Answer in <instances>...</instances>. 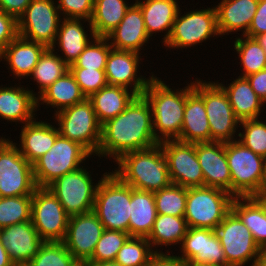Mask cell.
<instances>
[{"label": "cell", "mask_w": 266, "mask_h": 266, "mask_svg": "<svg viewBox=\"0 0 266 266\" xmlns=\"http://www.w3.org/2000/svg\"><path fill=\"white\" fill-rule=\"evenodd\" d=\"M157 144L151 106L144 95H136L123 112L102 124L97 156L116 161L124 153Z\"/></svg>", "instance_id": "1"}, {"label": "cell", "mask_w": 266, "mask_h": 266, "mask_svg": "<svg viewBox=\"0 0 266 266\" xmlns=\"http://www.w3.org/2000/svg\"><path fill=\"white\" fill-rule=\"evenodd\" d=\"M115 162L118 167L112 172L123 183L135 189L156 192L172 184L160 144L124 153Z\"/></svg>", "instance_id": "2"}, {"label": "cell", "mask_w": 266, "mask_h": 266, "mask_svg": "<svg viewBox=\"0 0 266 266\" xmlns=\"http://www.w3.org/2000/svg\"><path fill=\"white\" fill-rule=\"evenodd\" d=\"M143 95L151 106L155 139L159 143L176 140L184 120L186 86L175 91L162 79L153 76Z\"/></svg>", "instance_id": "3"}, {"label": "cell", "mask_w": 266, "mask_h": 266, "mask_svg": "<svg viewBox=\"0 0 266 266\" xmlns=\"http://www.w3.org/2000/svg\"><path fill=\"white\" fill-rule=\"evenodd\" d=\"M131 186L113 172L103 173L96 190L94 209L104 229L129 233Z\"/></svg>", "instance_id": "4"}, {"label": "cell", "mask_w": 266, "mask_h": 266, "mask_svg": "<svg viewBox=\"0 0 266 266\" xmlns=\"http://www.w3.org/2000/svg\"><path fill=\"white\" fill-rule=\"evenodd\" d=\"M233 197L261 196L264 192L263 157L238 140L225 142Z\"/></svg>", "instance_id": "5"}, {"label": "cell", "mask_w": 266, "mask_h": 266, "mask_svg": "<svg viewBox=\"0 0 266 266\" xmlns=\"http://www.w3.org/2000/svg\"><path fill=\"white\" fill-rule=\"evenodd\" d=\"M233 196L219 188H187L184 218L188 227L215 230L231 211Z\"/></svg>", "instance_id": "6"}, {"label": "cell", "mask_w": 266, "mask_h": 266, "mask_svg": "<svg viewBox=\"0 0 266 266\" xmlns=\"http://www.w3.org/2000/svg\"><path fill=\"white\" fill-rule=\"evenodd\" d=\"M92 154L78 142L59 135L49 151L33 164L37 187H48L57 178L79 169Z\"/></svg>", "instance_id": "7"}, {"label": "cell", "mask_w": 266, "mask_h": 266, "mask_svg": "<svg viewBox=\"0 0 266 266\" xmlns=\"http://www.w3.org/2000/svg\"><path fill=\"white\" fill-rule=\"evenodd\" d=\"M193 89L203 98L206 115L210 125L211 142H230L236 140L235 134L240 127L230 105L228 96L216 82L193 81ZM237 128V129H236Z\"/></svg>", "instance_id": "8"}, {"label": "cell", "mask_w": 266, "mask_h": 266, "mask_svg": "<svg viewBox=\"0 0 266 266\" xmlns=\"http://www.w3.org/2000/svg\"><path fill=\"white\" fill-rule=\"evenodd\" d=\"M54 114L62 137L78 142L92 155L97 156L102 125L88 98Z\"/></svg>", "instance_id": "9"}, {"label": "cell", "mask_w": 266, "mask_h": 266, "mask_svg": "<svg viewBox=\"0 0 266 266\" xmlns=\"http://www.w3.org/2000/svg\"><path fill=\"white\" fill-rule=\"evenodd\" d=\"M37 188L33 166L17 143L0 138V197L32 195Z\"/></svg>", "instance_id": "10"}, {"label": "cell", "mask_w": 266, "mask_h": 266, "mask_svg": "<svg viewBox=\"0 0 266 266\" xmlns=\"http://www.w3.org/2000/svg\"><path fill=\"white\" fill-rule=\"evenodd\" d=\"M83 167L66 173L47 187L69 216L87 213L94 209L99 181L93 184L91 174Z\"/></svg>", "instance_id": "11"}, {"label": "cell", "mask_w": 266, "mask_h": 266, "mask_svg": "<svg viewBox=\"0 0 266 266\" xmlns=\"http://www.w3.org/2000/svg\"><path fill=\"white\" fill-rule=\"evenodd\" d=\"M179 9L165 47L183 49L200 44L219 34L215 7L193 10L181 16Z\"/></svg>", "instance_id": "12"}, {"label": "cell", "mask_w": 266, "mask_h": 266, "mask_svg": "<svg viewBox=\"0 0 266 266\" xmlns=\"http://www.w3.org/2000/svg\"><path fill=\"white\" fill-rule=\"evenodd\" d=\"M69 215L47 187H37L32 194L31 221L44 242L63 241Z\"/></svg>", "instance_id": "13"}, {"label": "cell", "mask_w": 266, "mask_h": 266, "mask_svg": "<svg viewBox=\"0 0 266 266\" xmlns=\"http://www.w3.org/2000/svg\"><path fill=\"white\" fill-rule=\"evenodd\" d=\"M54 1L31 0L18 18L19 36L52 48L62 19Z\"/></svg>", "instance_id": "14"}, {"label": "cell", "mask_w": 266, "mask_h": 266, "mask_svg": "<svg viewBox=\"0 0 266 266\" xmlns=\"http://www.w3.org/2000/svg\"><path fill=\"white\" fill-rule=\"evenodd\" d=\"M216 234L224 250L227 266H254L259 246L252 233L241 220L230 211L216 227Z\"/></svg>", "instance_id": "15"}, {"label": "cell", "mask_w": 266, "mask_h": 266, "mask_svg": "<svg viewBox=\"0 0 266 266\" xmlns=\"http://www.w3.org/2000/svg\"><path fill=\"white\" fill-rule=\"evenodd\" d=\"M167 160L172 184L185 188L204 186V177L199 164L195 143L165 140L159 143Z\"/></svg>", "instance_id": "16"}, {"label": "cell", "mask_w": 266, "mask_h": 266, "mask_svg": "<svg viewBox=\"0 0 266 266\" xmlns=\"http://www.w3.org/2000/svg\"><path fill=\"white\" fill-rule=\"evenodd\" d=\"M184 263L195 265L227 266L224 250L215 230L189 227L180 246Z\"/></svg>", "instance_id": "17"}, {"label": "cell", "mask_w": 266, "mask_h": 266, "mask_svg": "<svg viewBox=\"0 0 266 266\" xmlns=\"http://www.w3.org/2000/svg\"><path fill=\"white\" fill-rule=\"evenodd\" d=\"M103 231L104 227L93 210L73 215L69 217L63 243L76 260H89Z\"/></svg>", "instance_id": "18"}, {"label": "cell", "mask_w": 266, "mask_h": 266, "mask_svg": "<svg viewBox=\"0 0 266 266\" xmlns=\"http://www.w3.org/2000/svg\"><path fill=\"white\" fill-rule=\"evenodd\" d=\"M139 55L142 54L111 48L105 68L107 84L128 89L131 87L132 92L136 95H143V92L154 74L152 73L149 79L137 75L140 67L139 63L142 59Z\"/></svg>", "instance_id": "19"}, {"label": "cell", "mask_w": 266, "mask_h": 266, "mask_svg": "<svg viewBox=\"0 0 266 266\" xmlns=\"http://www.w3.org/2000/svg\"><path fill=\"white\" fill-rule=\"evenodd\" d=\"M0 241L15 266H26L44 243L32 221L13 224L0 229Z\"/></svg>", "instance_id": "20"}, {"label": "cell", "mask_w": 266, "mask_h": 266, "mask_svg": "<svg viewBox=\"0 0 266 266\" xmlns=\"http://www.w3.org/2000/svg\"><path fill=\"white\" fill-rule=\"evenodd\" d=\"M204 186L219 188L231 194V175L224 142L195 143Z\"/></svg>", "instance_id": "21"}, {"label": "cell", "mask_w": 266, "mask_h": 266, "mask_svg": "<svg viewBox=\"0 0 266 266\" xmlns=\"http://www.w3.org/2000/svg\"><path fill=\"white\" fill-rule=\"evenodd\" d=\"M106 38L114 49L141 54L150 37L145 29L142 11L136 3L130 6L119 25Z\"/></svg>", "instance_id": "22"}, {"label": "cell", "mask_w": 266, "mask_h": 266, "mask_svg": "<svg viewBox=\"0 0 266 266\" xmlns=\"http://www.w3.org/2000/svg\"><path fill=\"white\" fill-rule=\"evenodd\" d=\"M186 143L211 142L210 125L203 98L193 89V82L186 86V104L181 134L176 139Z\"/></svg>", "instance_id": "23"}, {"label": "cell", "mask_w": 266, "mask_h": 266, "mask_svg": "<svg viewBox=\"0 0 266 266\" xmlns=\"http://www.w3.org/2000/svg\"><path fill=\"white\" fill-rule=\"evenodd\" d=\"M37 94L23 85L0 86V118L22 124L33 121L37 111Z\"/></svg>", "instance_id": "24"}, {"label": "cell", "mask_w": 266, "mask_h": 266, "mask_svg": "<svg viewBox=\"0 0 266 266\" xmlns=\"http://www.w3.org/2000/svg\"><path fill=\"white\" fill-rule=\"evenodd\" d=\"M81 21H84L83 23H85L86 21L89 23L87 25H89L88 27L90 28V34H87L88 31L84 29V24H82ZM88 35H91V37H89ZM94 37L95 35L89 20L82 18H62L60 21L56 40L52 48H56L55 45H58V48L64 55L60 57L68 66H70L84 51L85 47L91 40L90 38Z\"/></svg>", "instance_id": "25"}, {"label": "cell", "mask_w": 266, "mask_h": 266, "mask_svg": "<svg viewBox=\"0 0 266 266\" xmlns=\"http://www.w3.org/2000/svg\"><path fill=\"white\" fill-rule=\"evenodd\" d=\"M46 46L17 36L0 53V61H6L16 78L30 76ZM2 59V60H1Z\"/></svg>", "instance_id": "26"}, {"label": "cell", "mask_w": 266, "mask_h": 266, "mask_svg": "<svg viewBox=\"0 0 266 266\" xmlns=\"http://www.w3.org/2000/svg\"><path fill=\"white\" fill-rule=\"evenodd\" d=\"M259 0H222L215 5L219 34L242 31L247 34Z\"/></svg>", "instance_id": "27"}, {"label": "cell", "mask_w": 266, "mask_h": 266, "mask_svg": "<svg viewBox=\"0 0 266 266\" xmlns=\"http://www.w3.org/2000/svg\"><path fill=\"white\" fill-rule=\"evenodd\" d=\"M23 125L18 149L28 162L33 164L54 145L60 135L59 129L46 121L36 119Z\"/></svg>", "instance_id": "28"}, {"label": "cell", "mask_w": 266, "mask_h": 266, "mask_svg": "<svg viewBox=\"0 0 266 266\" xmlns=\"http://www.w3.org/2000/svg\"><path fill=\"white\" fill-rule=\"evenodd\" d=\"M135 3L140 7L145 29L149 37L153 33L165 31L162 39L164 44L170 36L174 21L179 9L177 0H136Z\"/></svg>", "instance_id": "29"}, {"label": "cell", "mask_w": 266, "mask_h": 266, "mask_svg": "<svg viewBox=\"0 0 266 266\" xmlns=\"http://www.w3.org/2000/svg\"><path fill=\"white\" fill-rule=\"evenodd\" d=\"M231 211L252 233L259 247L266 246V202L261 196L234 197Z\"/></svg>", "instance_id": "30"}, {"label": "cell", "mask_w": 266, "mask_h": 266, "mask_svg": "<svg viewBox=\"0 0 266 266\" xmlns=\"http://www.w3.org/2000/svg\"><path fill=\"white\" fill-rule=\"evenodd\" d=\"M217 83L226 92L233 112L240 121L259 118L263 112L264 102L257 96L245 77L238 76L228 86L218 81Z\"/></svg>", "instance_id": "31"}, {"label": "cell", "mask_w": 266, "mask_h": 266, "mask_svg": "<svg viewBox=\"0 0 266 266\" xmlns=\"http://www.w3.org/2000/svg\"><path fill=\"white\" fill-rule=\"evenodd\" d=\"M157 216L154 192L131 187L129 235L147 237Z\"/></svg>", "instance_id": "32"}, {"label": "cell", "mask_w": 266, "mask_h": 266, "mask_svg": "<svg viewBox=\"0 0 266 266\" xmlns=\"http://www.w3.org/2000/svg\"><path fill=\"white\" fill-rule=\"evenodd\" d=\"M135 96L131 89L107 84L88 99L92 102L97 119L102 125L123 112Z\"/></svg>", "instance_id": "33"}, {"label": "cell", "mask_w": 266, "mask_h": 266, "mask_svg": "<svg viewBox=\"0 0 266 266\" xmlns=\"http://www.w3.org/2000/svg\"><path fill=\"white\" fill-rule=\"evenodd\" d=\"M85 99V95L69 70L37 97V108L40 107V104H46L49 107L57 108L55 113H58Z\"/></svg>", "instance_id": "34"}, {"label": "cell", "mask_w": 266, "mask_h": 266, "mask_svg": "<svg viewBox=\"0 0 266 266\" xmlns=\"http://www.w3.org/2000/svg\"><path fill=\"white\" fill-rule=\"evenodd\" d=\"M188 228L184 217L157 214L152 230L146 238L153 250L155 247L156 254H163L156 246H175L178 243L181 245Z\"/></svg>", "instance_id": "35"}, {"label": "cell", "mask_w": 266, "mask_h": 266, "mask_svg": "<svg viewBox=\"0 0 266 266\" xmlns=\"http://www.w3.org/2000/svg\"><path fill=\"white\" fill-rule=\"evenodd\" d=\"M125 1L94 0V10L90 23L95 37H106L119 25L131 6Z\"/></svg>", "instance_id": "36"}, {"label": "cell", "mask_w": 266, "mask_h": 266, "mask_svg": "<svg viewBox=\"0 0 266 266\" xmlns=\"http://www.w3.org/2000/svg\"><path fill=\"white\" fill-rule=\"evenodd\" d=\"M55 53L57 54L55 48H47L29 76L34 79L38 85L39 94L37 97L58 78L69 71V66L60 55H56Z\"/></svg>", "instance_id": "37"}, {"label": "cell", "mask_w": 266, "mask_h": 266, "mask_svg": "<svg viewBox=\"0 0 266 266\" xmlns=\"http://www.w3.org/2000/svg\"><path fill=\"white\" fill-rule=\"evenodd\" d=\"M241 37L235 38L233 46L243 69L239 77H247L266 68V52L255 38Z\"/></svg>", "instance_id": "38"}, {"label": "cell", "mask_w": 266, "mask_h": 266, "mask_svg": "<svg viewBox=\"0 0 266 266\" xmlns=\"http://www.w3.org/2000/svg\"><path fill=\"white\" fill-rule=\"evenodd\" d=\"M155 255L146 237L130 236L114 261L121 266H148Z\"/></svg>", "instance_id": "39"}, {"label": "cell", "mask_w": 266, "mask_h": 266, "mask_svg": "<svg viewBox=\"0 0 266 266\" xmlns=\"http://www.w3.org/2000/svg\"><path fill=\"white\" fill-rule=\"evenodd\" d=\"M32 195L0 197V229L31 221Z\"/></svg>", "instance_id": "40"}, {"label": "cell", "mask_w": 266, "mask_h": 266, "mask_svg": "<svg viewBox=\"0 0 266 266\" xmlns=\"http://www.w3.org/2000/svg\"><path fill=\"white\" fill-rule=\"evenodd\" d=\"M157 214L184 217L186 211L187 188L171 184L154 192Z\"/></svg>", "instance_id": "41"}, {"label": "cell", "mask_w": 266, "mask_h": 266, "mask_svg": "<svg viewBox=\"0 0 266 266\" xmlns=\"http://www.w3.org/2000/svg\"><path fill=\"white\" fill-rule=\"evenodd\" d=\"M111 48L106 37H94L69 68L105 70Z\"/></svg>", "instance_id": "42"}, {"label": "cell", "mask_w": 266, "mask_h": 266, "mask_svg": "<svg viewBox=\"0 0 266 266\" xmlns=\"http://www.w3.org/2000/svg\"><path fill=\"white\" fill-rule=\"evenodd\" d=\"M76 259L63 241L44 242L26 266H70Z\"/></svg>", "instance_id": "43"}, {"label": "cell", "mask_w": 266, "mask_h": 266, "mask_svg": "<svg viewBox=\"0 0 266 266\" xmlns=\"http://www.w3.org/2000/svg\"><path fill=\"white\" fill-rule=\"evenodd\" d=\"M129 237V233L126 232L104 229L88 262L114 261Z\"/></svg>", "instance_id": "44"}, {"label": "cell", "mask_w": 266, "mask_h": 266, "mask_svg": "<svg viewBox=\"0 0 266 266\" xmlns=\"http://www.w3.org/2000/svg\"><path fill=\"white\" fill-rule=\"evenodd\" d=\"M240 127L243 132H240L237 139L248 149L254 153L264 157L266 155V123L256 119L240 121Z\"/></svg>", "instance_id": "45"}, {"label": "cell", "mask_w": 266, "mask_h": 266, "mask_svg": "<svg viewBox=\"0 0 266 266\" xmlns=\"http://www.w3.org/2000/svg\"><path fill=\"white\" fill-rule=\"evenodd\" d=\"M86 98L107 85L105 70L69 68Z\"/></svg>", "instance_id": "46"}, {"label": "cell", "mask_w": 266, "mask_h": 266, "mask_svg": "<svg viewBox=\"0 0 266 266\" xmlns=\"http://www.w3.org/2000/svg\"><path fill=\"white\" fill-rule=\"evenodd\" d=\"M57 7L63 18H82L91 20L94 0H58Z\"/></svg>", "instance_id": "47"}, {"label": "cell", "mask_w": 266, "mask_h": 266, "mask_svg": "<svg viewBox=\"0 0 266 266\" xmlns=\"http://www.w3.org/2000/svg\"><path fill=\"white\" fill-rule=\"evenodd\" d=\"M18 35V19L0 10V53Z\"/></svg>", "instance_id": "48"}, {"label": "cell", "mask_w": 266, "mask_h": 266, "mask_svg": "<svg viewBox=\"0 0 266 266\" xmlns=\"http://www.w3.org/2000/svg\"><path fill=\"white\" fill-rule=\"evenodd\" d=\"M266 33V0H259L256 13L245 36L255 38Z\"/></svg>", "instance_id": "49"}, {"label": "cell", "mask_w": 266, "mask_h": 266, "mask_svg": "<svg viewBox=\"0 0 266 266\" xmlns=\"http://www.w3.org/2000/svg\"><path fill=\"white\" fill-rule=\"evenodd\" d=\"M245 78L257 96L266 103V68Z\"/></svg>", "instance_id": "50"}, {"label": "cell", "mask_w": 266, "mask_h": 266, "mask_svg": "<svg viewBox=\"0 0 266 266\" xmlns=\"http://www.w3.org/2000/svg\"><path fill=\"white\" fill-rule=\"evenodd\" d=\"M30 3L31 0H0V10L18 19Z\"/></svg>", "instance_id": "51"}, {"label": "cell", "mask_w": 266, "mask_h": 266, "mask_svg": "<svg viewBox=\"0 0 266 266\" xmlns=\"http://www.w3.org/2000/svg\"><path fill=\"white\" fill-rule=\"evenodd\" d=\"M148 266H185V263L177 255H170L167 250L166 254H156Z\"/></svg>", "instance_id": "52"}, {"label": "cell", "mask_w": 266, "mask_h": 266, "mask_svg": "<svg viewBox=\"0 0 266 266\" xmlns=\"http://www.w3.org/2000/svg\"><path fill=\"white\" fill-rule=\"evenodd\" d=\"M0 266H15V264L10 260L9 254L1 241H0Z\"/></svg>", "instance_id": "53"}, {"label": "cell", "mask_w": 266, "mask_h": 266, "mask_svg": "<svg viewBox=\"0 0 266 266\" xmlns=\"http://www.w3.org/2000/svg\"><path fill=\"white\" fill-rule=\"evenodd\" d=\"M254 266H266V246L259 248Z\"/></svg>", "instance_id": "54"}, {"label": "cell", "mask_w": 266, "mask_h": 266, "mask_svg": "<svg viewBox=\"0 0 266 266\" xmlns=\"http://www.w3.org/2000/svg\"><path fill=\"white\" fill-rule=\"evenodd\" d=\"M89 266H121L115 261H106V262H89Z\"/></svg>", "instance_id": "55"}, {"label": "cell", "mask_w": 266, "mask_h": 266, "mask_svg": "<svg viewBox=\"0 0 266 266\" xmlns=\"http://www.w3.org/2000/svg\"><path fill=\"white\" fill-rule=\"evenodd\" d=\"M255 39L266 52V33L256 36Z\"/></svg>", "instance_id": "56"}, {"label": "cell", "mask_w": 266, "mask_h": 266, "mask_svg": "<svg viewBox=\"0 0 266 266\" xmlns=\"http://www.w3.org/2000/svg\"><path fill=\"white\" fill-rule=\"evenodd\" d=\"M70 266H89L88 260H75Z\"/></svg>", "instance_id": "57"}, {"label": "cell", "mask_w": 266, "mask_h": 266, "mask_svg": "<svg viewBox=\"0 0 266 266\" xmlns=\"http://www.w3.org/2000/svg\"><path fill=\"white\" fill-rule=\"evenodd\" d=\"M263 166H264V191L266 190V155L263 157Z\"/></svg>", "instance_id": "58"}, {"label": "cell", "mask_w": 266, "mask_h": 266, "mask_svg": "<svg viewBox=\"0 0 266 266\" xmlns=\"http://www.w3.org/2000/svg\"><path fill=\"white\" fill-rule=\"evenodd\" d=\"M185 266H205V265H195V264H193L191 262H186Z\"/></svg>", "instance_id": "59"}, {"label": "cell", "mask_w": 266, "mask_h": 266, "mask_svg": "<svg viewBox=\"0 0 266 266\" xmlns=\"http://www.w3.org/2000/svg\"><path fill=\"white\" fill-rule=\"evenodd\" d=\"M261 197H262L263 200L266 202V190L262 193Z\"/></svg>", "instance_id": "60"}]
</instances>
